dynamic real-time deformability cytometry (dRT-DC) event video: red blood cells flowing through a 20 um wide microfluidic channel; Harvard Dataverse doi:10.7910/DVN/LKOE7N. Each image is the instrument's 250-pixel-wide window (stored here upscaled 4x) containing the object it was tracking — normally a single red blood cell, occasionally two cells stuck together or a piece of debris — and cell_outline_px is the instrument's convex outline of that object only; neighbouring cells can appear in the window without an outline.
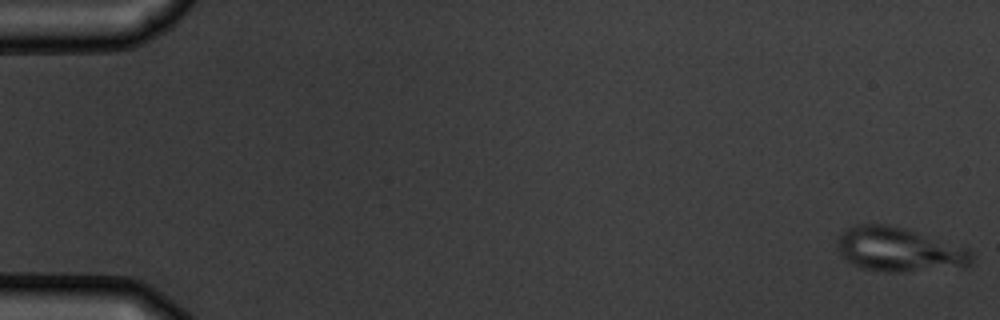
{"species": "common noctule bat (a hibernating species)", "species_latin": "Nyctalus noctula", "temperature_condition": "warm", "stored_images_in_passage": 5, "camera_frame_rate_fps": 3000, "um_per_image_px": 0.085, "animal": {"sex": "male", "body_mass_g": 19.5, "forearm_length_mm": 54.6}, "frame": {"image": 1, "passage_image": 1, "time_ms": 0.0, "image_size_px": [1000, 320], "cell_outline_px": [[972, 260], [968, 264], [904, 272], [880, 272], [860, 268], [844, 260], [836, 248], [836, 240], [840, 232], [844, 228], [856, 224], [888, 224], [904, 228], [968, 248], [972, 252]], "centroid_in_image_um": [76.27, 21.19], "position_along_channel_um": 8.7, "area_um2": 34.62}}